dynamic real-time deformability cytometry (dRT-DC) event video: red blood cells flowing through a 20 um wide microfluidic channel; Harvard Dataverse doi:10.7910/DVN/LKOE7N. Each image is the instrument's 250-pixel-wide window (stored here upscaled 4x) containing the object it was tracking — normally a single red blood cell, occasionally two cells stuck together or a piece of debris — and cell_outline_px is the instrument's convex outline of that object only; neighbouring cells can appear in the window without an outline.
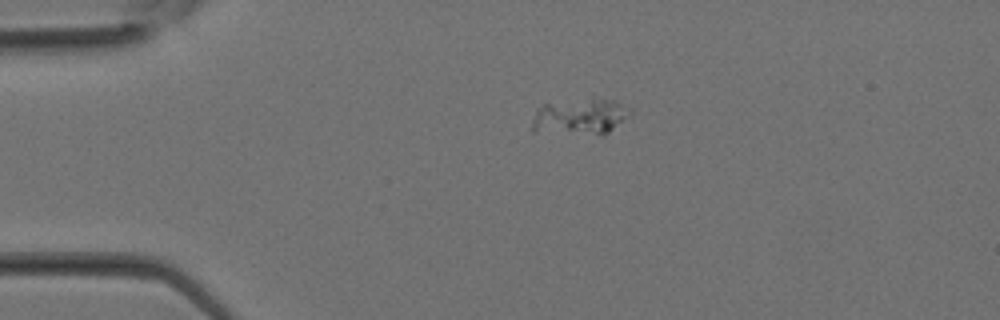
{"species": "Egyptian fruit bat (a non-hibernating species)", "species_latin": "Rousettus aegyptiacus", "temperature_condition": "room temperature", "stored_images_in_passage": 26, "camera_frame_rate_fps": 3000, "um_per_image_px": 0.085, "animal": {"sex": "female"}, "frame": {"image": 1, "passage_image": 1, "time_ms": 0.0, "image_size_px": [1000, 320], "cell_outline_px": [[636, 112], [604, 136], [600, 136], [532, 132], [532, 120], [536, 108], [544, 104], [592, 96], [616, 100], [632, 108]], "centroid_in_image_um": [49.38, 9.91], "position_along_channel_um": 35.6, "area_um2": 22.14}}
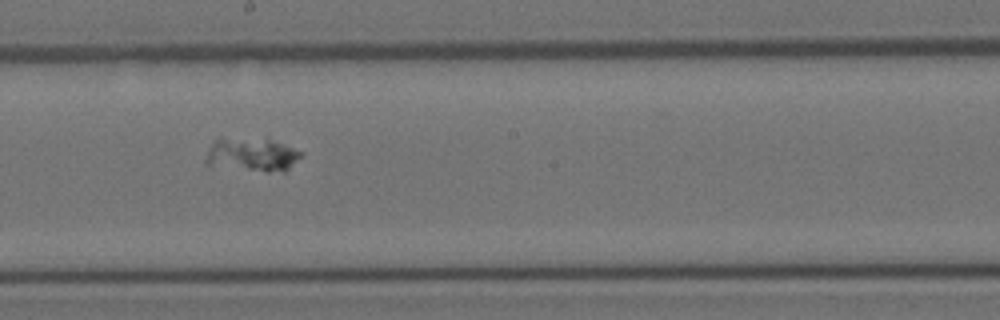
{"frame": {"image": 2, "passage_image": 12, "time_ms": 3.667, "image_size_px": [1000, 320], "cell_outline_px": [[304, 156], [284, 172], [264, 172], [204, 164], [204, 160], [212, 144], [220, 136], [268, 140], [304, 152]], "centroid_in_image_um": [21.42, 13.16], "position_along_channel_um": 226.8, "area_um2": 18.67}}
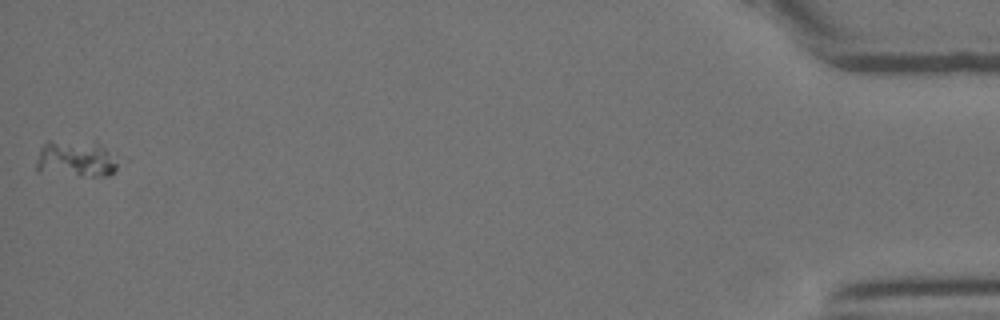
{"frame": {"image": 3, "passage_image": 26, "time_ms": 8.333, "image_size_px": [1000, 320], "cell_outline_px": [[116, 168], [112, 176], [92, 176], [36, 172], [36, 164], [40, 148], [48, 140], [96, 140], [108, 152], [116, 164]], "centroid_in_image_um": [6.39, 13.47], "position_along_channel_um": 428.8, "area_um2": 17.63}}